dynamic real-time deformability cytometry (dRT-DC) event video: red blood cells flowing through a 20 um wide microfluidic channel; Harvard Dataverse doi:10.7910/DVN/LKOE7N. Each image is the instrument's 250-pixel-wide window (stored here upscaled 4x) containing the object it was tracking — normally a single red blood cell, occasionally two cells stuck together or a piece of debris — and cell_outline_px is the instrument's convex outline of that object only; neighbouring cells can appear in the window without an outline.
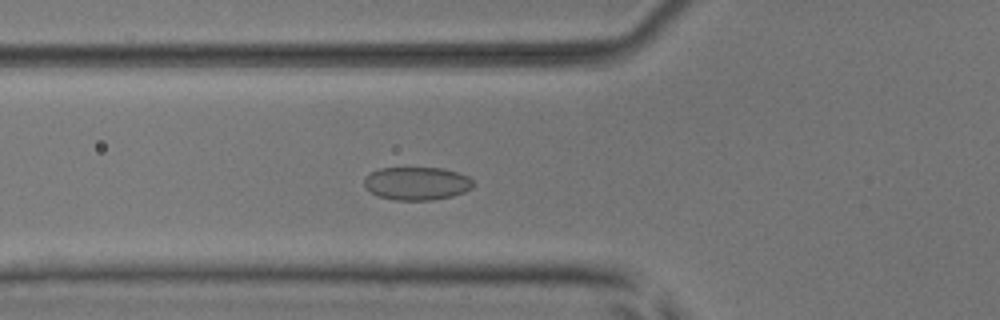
{"species": "common noctule bat (a hibernating species)", "species_latin": "Nyctalus noctula", "temperature_condition": "room temperature", "stored_images_in_passage": 25, "camera_frame_rate_fps": 3000, "um_per_image_px": 0.085, "animal": {"sex": "male", "body_mass_g": 17.9, "forearm_length_mm": 54.2}, "frame": {"image": 1, "passage_image": 5, "time_ms": 1.333, "image_size_px": [1000, 320], "cell_outline_px": [[472, 188], [464, 192], [452, 196], [432, 200], [392, 200], [376, 196], [364, 184], [364, 180], [372, 172], [380, 168], [444, 168], [468, 176], [472, 180]], "centroid_in_image_um": [35.44, 15.6], "position_along_channel_um": 90.4, "area_um2": 20.92}}
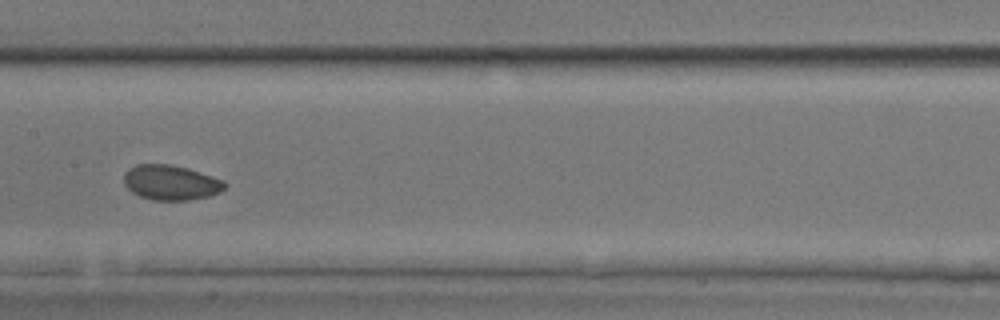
{"frame": {"image": 2, "passage_image": 13, "time_ms": 4.0, "image_size_px": [1000, 320], "cell_outline_px": [[228, 184], [220, 192], [208, 196], [188, 200], [152, 200], [140, 196], [132, 192], [124, 184], [124, 172], [128, 168], [136, 164], [172, 164], [188, 168], [224, 180]], "centroid_in_image_um": [14.51, 15.5], "position_along_channel_um": 192.9, "area_um2": 20.69}}
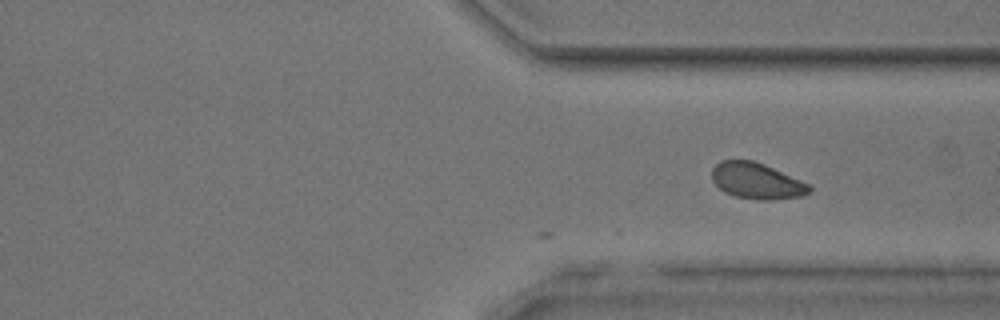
{"frame": {"image": 3, "passage_image": 25, "time_ms": 8.0, "image_size_px": [1000, 320], "cell_outline_px": [[812, 188], [808, 192], [800, 196], [772, 200], [760, 200], [736, 196], [724, 192], [712, 180], [712, 168], [716, 164], [724, 160], [752, 160], [764, 164], [812, 184]], "centroid_in_image_um": [64.34, 15.37], "position_along_channel_um": 347.1, "area_um2": 20.46}}